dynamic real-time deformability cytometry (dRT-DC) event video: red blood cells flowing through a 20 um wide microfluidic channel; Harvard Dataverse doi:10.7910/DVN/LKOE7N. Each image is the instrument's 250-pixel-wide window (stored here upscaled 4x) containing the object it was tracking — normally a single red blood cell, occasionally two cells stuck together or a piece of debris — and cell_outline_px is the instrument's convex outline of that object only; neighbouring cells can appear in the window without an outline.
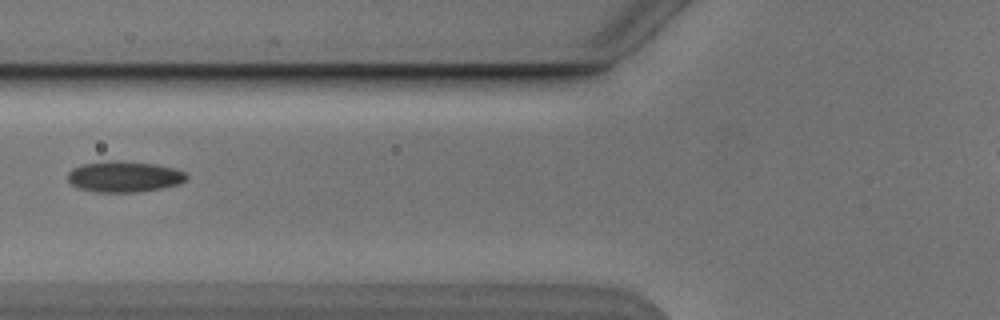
{"species": "Egyptian fruit bat (a non-hibernating species)", "species_latin": "Rousettus aegyptiacus", "temperature_condition": "cold", "stored_images_in_passage": 3, "camera_frame_rate_fps": 3000, "um_per_image_px": 0.085, "animal": {"sex": "male"}, "frame": {"image": 1, "passage_image": 3, "time_ms": 2.333, "image_size_px": [1000, 320], "cell_outline_px": [[188, 180], [180, 184], [164, 188], [136, 192], [96, 192], [80, 188], [72, 184], [68, 180], [68, 172], [72, 168], [84, 164], [108, 160], [124, 160], [156, 164], [176, 168], [184, 172], [188, 176]], "centroid_in_image_um": [10.61, 15.0], "position_along_channel_um": 115.2, "area_um2": 21.73}}